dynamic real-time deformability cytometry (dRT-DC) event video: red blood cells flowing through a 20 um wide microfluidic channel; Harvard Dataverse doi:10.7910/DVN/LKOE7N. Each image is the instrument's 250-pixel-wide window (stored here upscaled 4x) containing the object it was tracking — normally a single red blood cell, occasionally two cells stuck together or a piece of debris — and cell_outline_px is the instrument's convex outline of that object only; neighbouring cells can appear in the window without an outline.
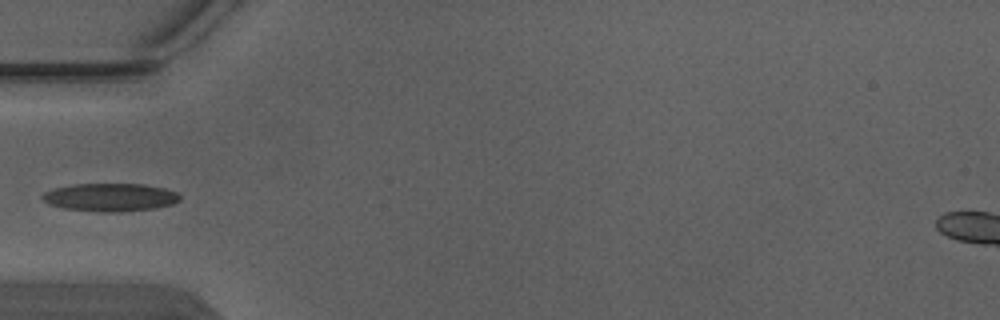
{"species": "Egyptian fruit bat (a non-hibernating species)", "species_latin": "Rousettus aegyptiacus", "temperature_condition": "warm", "stored_images_in_passage": 4, "camera_frame_rate_fps": 3000, "um_per_image_px": 0.085, "animal": {"sex": "male"}, "frame": {"image": 1, "passage_image": 4, "time_ms": 1.0, "image_size_px": [1000, 320], "cell_outline_px": [[180, 200], [172, 204], [156, 208], [120, 212], [96, 212], [64, 208], [48, 204], [40, 196], [44, 192], [56, 188], [76, 184], [144, 184], [164, 188], [176, 192], [180, 196]], "centroid_in_image_um": [9.37, 16.78], "position_along_channel_um": 75.6, "area_um2": 22.48}}